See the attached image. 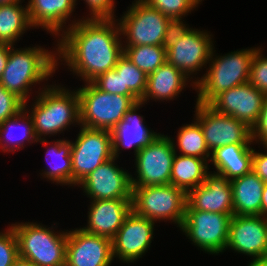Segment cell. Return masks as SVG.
Masks as SVG:
<instances>
[{
	"label": "cell",
	"instance_id": "obj_1",
	"mask_svg": "<svg viewBox=\"0 0 267 266\" xmlns=\"http://www.w3.org/2000/svg\"><path fill=\"white\" fill-rule=\"evenodd\" d=\"M121 37L116 18L81 19L55 40L57 69L63 64L84 83H90L115 68L124 54Z\"/></svg>",
	"mask_w": 267,
	"mask_h": 266
},
{
	"label": "cell",
	"instance_id": "obj_2",
	"mask_svg": "<svg viewBox=\"0 0 267 266\" xmlns=\"http://www.w3.org/2000/svg\"><path fill=\"white\" fill-rule=\"evenodd\" d=\"M54 45L55 48L52 51L38 44L25 48L9 45V56L0 77V84L24 102H29L33 93L32 89L38 84L40 86L35 92L41 91L48 86L45 81H48L56 73V44ZM42 82H44V86L41 84Z\"/></svg>",
	"mask_w": 267,
	"mask_h": 266
},
{
	"label": "cell",
	"instance_id": "obj_3",
	"mask_svg": "<svg viewBox=\"0 0 267 266\" xmlns=\"http://www.w3.org/2000/svg\"><path fill=\"white\" fill-rule=\"evenodd\" d=\"M52 84L49 83L47 87L35 93L37 96H34L35 100L32 97V105L24 102V108L33 120L38 140L64 134L71 126H81L80 101L76 88L72 90L61 83L57 85L55 81Z\"/></svg>",
	"mask_w": 267,
	"mask_h": 266
},
{
	"label": "cell",
	"instance_id": "obj_4",
	"mask_svg": "<svg viewBox=\"0 0 267 266\" xmlns=\"http://www.w3.org/2000/svg\"><path fill=\"white\" fill-rule=\"evenodd\" d=\"M258 47L217 55L213 48L206 73L195 85L196 102L209 104L217 95L249 82L252 60Z\"/></svg>",
	"mask_w": 267,
	"mask_h": 266
},
{
	"label": "cell",
	"instance_id": "obj_5",
	"mask_svg": "<svg viewBox=\"0 0 267 266\" xmlns=\"http://www.w3.org/2000/svg\"><path fill=\"white\" fill-rule=\"evenodd\" d=\"M36 222H15L11 226L15 232L19 256L37 266H65L68 230H54V225Z\"/></svg>",
	"mask_w": 267,
	"mask_h": 266
},
{
	"label": "cell",
	"instance_id": "obj_6",
	"mask_svg": "<svg viewBox=\"0 0 267 266\" xmlns=\"http://www.w3.org/2000/svg\"><path fill=\"white\" fill-rule=\"evenodd\" d=\"M210 33L207 30L193 29L188 24H177L165 45L166 61L183 72L194 84L200 80L197 75L199 71L203 67L207 68L214 48L213 35Z\"/></svg>",
	"mask_w": 267,
	"mask_h": 266
},
{
	"label": "cell",
	"instance_id": "obj_7",
	"mask_svg": "<svg viewBox=\"0 0 267 266\" xmlns=\"http://www.w3.org/2000/svg\"><path fill=\"white\" fill-rule=\"evenodd\" d=\"M123 46H165L172 29L177 25L143 0H134L132 5L116 19Z\"/></svg>",
	"mask_w": 267,
	"mask_h": 266
},
{
	"label": "cell",
	"instance_id": "obj_8",
	"mask_svg": "<svg viewBox=\"0 0 267 266\" xmlns=\"http://www.w3.org/2000/svg\"><path fill=\"white\" fill-rule=\"evenodd\" d=\"M80 101V124L93 129L111 131L124 114L138 101L136 96L111 94L92 82L76 88Z\"/></svg>",
	"mask_w": 267,
	"mask_h": 266
},
{
	"label": "cell",
	"instance_id": "obj_9",
	"mask_svg": "<svg viewBox=\"0 0 267 266\" xmlns=\"http://www.w3.org/2000/svg\"><path fill=\"white\" fill-rule=\"evenodd\" d=\"M132 210L151 221H164L181 227L185 217L187 194L172 184L132 186Z\"/></svg>",
	"mask_w": 267,
	"mask_h": 266
},
{
	"label": "cell",
	"instance_id": "obj_10",
	"mask_svg": "<svg viewBox=\"0 0 267 266\" xmlns=\"http://www.w3.org/2000/svg\"><path fill=\"white\" fill-rule=\"evenodd\" d=\"M233 215L185 210L179 229L198 250L210 255L222 254L226 251L229 223Z\"/></svg>",
	"mask_w": 267,
	"mask_h": 266
},
{
	"label": "cell",
	"instance_id": "obj_11",
	"mask_svg": "<svg viewBox=\"0 0 267 266\" xmlns=\"http://www.w3.org/2000/svg\"><path fill=\"white\" fill-rule=\"evenodd\" d=\"M78 128L80 129L75 141H71L74 188L97 167L113 157L111 131L85 126Z\"/></svg>",
	"mask_w": 267,
	"mask_h": 266
},
{
	"label": "cell",
	"instance_id": "obj_12",
	"mask_svg": "<svg viewBox=\"0 0 267 266\" xmlns=\"http://www.w3.org/2000/svg\"><path fill=\"white\" fill-rule=\"evenodd\" d=\"M175 155L170 136L163 133L146 145L134 158L135 176L132 186H156L170 184L172 163Z\"/></svg>",
	"mask_w": 267,
	"mask_h": 266
},
{
	"label": "cell",
	"instance_id": "obj_13",
	"mask_svg": "<svg viewBox=\"0 0 267 266\" xmlns=\"http://www.w3.org/2000/svg\"><path fill=\"white\" fill-rule=\"evenodd\" d=\"M194 119L200 124L210 152L229 144H255L252 128L235 117L216 112L208 104H195Z\"/></svg>",
	"mask_w": 267,
	"mask_h": 266
},
{
	"label": "cell",
	"instance_id": "obj_14",
	"mask_svg": "<svg viewBox=\"0 0 267 266\" xmlns=\"http://www.w3.org/2000/svg\"><path fill=\"white\" fill-rule=\"evenodd\" d=\"M117 158L101 164L77 186L93 200L132 199L131 172L117 165Z\"/></svg>",
	"mask_w": 267,
	"mask_h": 266
},
{
	"label": "cell",
	"instance_id": "obj_15",
	"mask_svg": "<svg viewBox=\"0 0 267 266\" xmlns=\"http://www.w3.org/2000/svg\"><path fill=\"white\" fill-rule=\"evenodd\" d=\"M155 224L132 210L112 239L114 260L117 257V260L129 264L142 258L151 247Z\"/></svg>",
	"mask_w": 267,
	"mask_h": 266
},
{
	"label": "cell",
	"instance_id": "obj_16",
	"mask_svg": "<svg viewBox=\"0 0 267 266\" xmlns=\"http://www.w3.org/2000/svg\"><path fill=\"white\" fill-rule=\"evenodd\" d=\"M112 240L82 228L68 230L65 266H111Z\"/></svg>",
	"mask_w": 267,
	"mask_h": 266
},
{
	"label": "cell",
	"instance_id": "obj_17",
	"mask_svg": "<svg viewBox=\"0 0 267 266\" xmlns=\"http://www.w3.org/2000/svg\"><path fill=\"white\" fill-rule=\"evenodd\" d=\"M228 249L251 260L263 258L267 249V217L233 215L229 223Z\"/></svg>",
	"mask_w": 267,
	"mask_h": 266
},
{
	"label": "cell",
	"instance_id": "obj_18",
	"mask_svg": "<svg viewBox=\"0 0 267 266\" xmlns=\"http://www.w3.org/2000/svg\"><path fill=\"white\" fill-rule=\"evenodd\" d=\"M266 96L248 82L223 91L208 105L216 112L235 117L253 128L258 121Z\"/></svg>",
	"mask_w": 267,
	"mask_h": 266
},
{
	"label": "cell",
	"instance_id": "obj_19",
	"mask_svg": "<svg viewBox=\"0 0 267 266\" xmlns=\"http://www.w3.org/2000/svg\"><path fill=\"white\" fill-rule=\"evenodd\" d=\"M185 210L233 214V194L230 181L210 171L205 182L187 193Z\"/></svg>",
	"mask_w": 267,
	"mask_h": 266
},
{
	"label": "cell",
	"instance_id": "obj_20",
	"mask_svg": "<svg viewBox=\"0 0 267 266\" xmlns=\"http://www.w3.org/2000/svg\"><path fill=\"white\" fill-rule=\"evenodd\" d=\"M145 107V102H136L123 116V119L111 130L112 155L119 159L123 149H134V155L151 143L161 133L154 132L145 124L144 116L137 111Z\"/></svg>",
	"mask_w": 267,
	"mask_h": 266
},
{
	"label": "cell",
	"instance_id": "obj_21",
	"mask_svg": "<svg viewBox=\"0 0 267 266\" xmlns=\"http://www.w3.org/2000/svg\"><path fill=\"white\" fill-rule=\"evenodd\" d=\"M77 3L76 0H28L26 4L31 25L35 29L46 30L57 39L69 27L82 19L70 20L71 16H74L73 12L77 8Z\"/></svg>",
	"mask_w": 267,
	"mask_h": 266
},
{
	"label": "cell",
	"instance_id": "obj_22",
	"mask_svg": "<svg viewBox=\"0 0 267 266\" xmlns=\"http://www.w3.org/2000/svg\"><path fill=\"white\" fill-rule=\"evenodd\" d=\"M132 211V199L93 200L88 205L84 231L113 239L126 216Z\"/></svg>",
	"mask_w": 267,
	"mask_h": 266
},
{
	"label": "cell",
	"instance_id": "obj_23",
	"mask_svg": "<svg viewBox=\"0 0 267 266\" xmlns=\"http://www.w3.org/2000/svg\"><path fill=\"white\" fill-rule=\"evenodd\" d=\"M189 85L195 90L196 84L166 61L155 72L147 75L146 91L140 101L145 102V104L150 100L155 102L174 101Z\"/></svg>",
	"mask_w": 267,
	"mask_h": 266
},
{
	"label": "cell",
	"instance_id": "obj_24",
	"mask_svg": "<svg viewBox=\"0 0 267 266\" xmlns=\"http://www.w3.org/2000/svg\"><path fill=\"white\" fill-rule=\"evenodd\" d=\"M255 144H229L211 152L210 163L220 175L229 181L251 171L253 147Z\"/></svg>",
	"mask_w": 267,
	"mask_h": 266
},
{
	"label": "cell",
	"instance_id": "obj_25",
	"mask_svg": "<svg viewBox=\"0 0 267 266\" xmlns=\"http://www.w3.org/2000/svg\"><path fill=\"white\" fill-rule=\"evenodd\" d=\"M48 141V138L38 140V143L43 144L44 147L46 146L45 149L47 150H45V154L46 157L48 156L46 161L49 165L47 168L42 169V172H39L42 176L41 178L46 179V181H51L53 184H57V186L59 184L60 186L67 185L68 188L70 186L72 187L71 140L62 138L56 139L54 142Z\"/></svg>",
	"mask_w": 267,
	"mask_h": 266
},
{
	"label": "cell",
	"instance_id": "obj_26",
	"mask_svg": "<svg viewBox=\"0 0 267 266\" xmlns=\"http://www.w3.org/2000/svg\"><path fill=\"white\" fill-rule=\"evenodd\" d=\"M233 194V214L238 216L261 215L264 181L252 170L230 181Z\"/></svg>",
	"mask_w": 267,
	"mask_h": 266
},
{
	"label": "cell",
	"instance_id": "obj_27",
	"mask_svg": "<svg viewBox=\"0 0 267 266\" xmlns=\"http://www.w3.org/2000/svg\"><path fill=\"white\" fill-rule=\"evenodd\" d=\"M29 143V144H27ZM38 143L33 120L29 112L22 108L16 115L0 123V149L2 152H15Z\"/></svg>",
	"mask_w": 267,
	"mask_h": 266
},
{
	"label": "cell",
	"instance_id": "obj_28",
	"mask_svg": "<svg viewBox=\"0 0 267 266\" xmlns=\"http://www.w3.org/2000/svg\"><path fill=\"white\" fill-rule=\"evenodd\" d=\"M206 159L175 153L172 163L170 184L183 190L186 194L205 182L209 171Z\"/></svg>",
	"mask_w": 267,
	"mask_h": 266
},
{
	"label": "cell",
	"instance_id": "obj_29",
	"mask_svg": "<svg viewBox=\"0 0 267 266\" xmlns=\"http://www.w3.org/2000/svg\"><path fill=\"white\" fill-rule=\"evenodd\" d=\"M22 3L0 5V44L15 46L25 32L34 29L27 5L24 7Z\"/></svg>",
	"mask_w": 267,
	"mask_h": 266
},
{
	"label": "cell",
	"instance_id": "obj_30",
	"mask_svg": "<svg viewBox=\"0 0 267 266\" xmlns=\"http://www.w3.org/2000/svg\"><path fill=\"white\" fill-rule=\"evenodd\" d=\"M191 124H184L178 129L176 142L171 138L175 153L194 156L210 161L209 151L200 124L193 119ZM179 150V151H178Z\"/></svg>",
	"mask_w": 267,
	"mask_h": 266
},
{
	"label": "cell",
	"instance_id": "obj_31",
	"mask_svg": "<svg viewBox=\"0 0 267 266\" xmlns=\"http://www.w3.org/2000/svg\"><path fill=\"white\" fill-rule=\"evenodd\" d=\"M124 54L146 75L155 72L166 62V46H123Z\"/></svg>",
	"mask_w": 267,
	"mask_h": 266
},
{
	"label": "cell",
	"instance_id": "obj_32",
	"mask_svg": "<svg viewBox=\"0 0 267 266\" xmlns=\"http://www.w3.org/2000/svg\"><path fill=\"white\" fill-rule=\"evenodd\" d=\"M115 69L119 74H122L123 95L136 96L141 100L146 91L147 75L133 64L125 54L118 59Z\"/></svg>",
	"mask_w": 267,
	"mask_h": 266
},
{
	"label": "cell",
	"instance_id": "obj_33",
	"mask_svg": "<svg viewBox=\"0 0 267 266\" xmlns=\"http://www.w3.org/2000/svg\"><path fill=\"white\" fill-rule=\"evenodd\" d=\"M150 6L157 8L176 24H186L184 17L191 14L203 0H143Z\"/></svg>",
	"mask_w": 267,
	"mask_h": 266
},
{
	"label": "cell",
	"instance_id": "obj_34",
	"mask_svg": "<svg viewBox=\"0 0 267 266\" xmlns=\"http://www.w3.org/2000/svg\"><path fill=\"white\" fill-rule=\"evenodd\" d=\"M19 257L18 242L12 226L0 231V266H12Z\"/></svg>",
	"mask_w": 267,
	"mask_h": 266
},
{
	"label": "cell",
	"instance_id": "obj_35",
	"mask_svg": "<svg viewBox=\"0 0 267 266\" xmlns=\"http://www.w3.org/2000/svg\"><path fill=\"white\" fill-rule=\"evenodd\" d=\"M263 50L261 46H258L254 54L250 69L249 83L267 95V56H264Z\"/></svg>",
	"mask_w": 267,
	"mask_h": 266
},
{
	"label": "cell",
	"instance_id": "obj_36",
	"mask_svg": "<svg viewBox=\"0 0 267 266\" xmlns=\"http://www.w3.org/2000/svg\"><path fill=\"white\" fill-rule=\"evenodd\" d=\"M78 0H76L77 2ZM89 13L82 19H112L116 17L115 0H83Z\"/></svg>",
	"mask_w": 267,
	"mask_h": 266
},
{
	"label": "cell",
	"instance_id": "obj_37",
	"mask_svg": "<svg viewBox=\"0 0 267 266\" xmlns=\"http://www.w3.org/2000/svg\"><path fill=\"white\" fill-rule=\"evenodd\" d=\"M24 108V101L0 84V123L16 115Z\"/></svg>",
	"mask_w": 267,
	"mask_h": 266
},
{
	"label": "cell",
	"instance_id": "obj_38",
	"mask_svg": "<svg viewBox=\"0 0 267 266\" xmlns=\"http://www.w3.org/2000/svg\"><path fill=\"white\" fill-rule=\"evenodd\" d=\"M92 83L104 92L123 95L122 74H119L115 68L98 76Z\"/></svg>",
	"mask_w": 267,
	"mask_h": 266
},
{
	"label": "cell",
	"instance_id": "obj_39",
	"mask_svg": "<svg viewBox=\"0 0 267 266\" xmlns=\"http://www.w3.org/2000/svg\"><path fill=\"white\" fill-rule=\"evenodd\" d=\"M252 140L255 144L267 147V96L258 121L252 128Z\"/></svg>",
	"mask_w": 267,
	"mask_h": 266
},
{
	"label": "cell",
	"instance_id": "obj_40",
	"mask_svg": "<svg viewBox=\"0 0 267 266\" xmlns=\"http://www.w3.org/2000/svg\"><path fill=\"white\" fill-rule=\"evenodd\" d=\"M255 150L253 146L251 170L267 183V147L263 146V152Z\"/></svg>",
	"mask_w": 267,
	"mask_h": 266
},
{
	"label": "cell",
	"instance_id": "obj_41",
	"mask_svg": "<svg viewBox=\"0 0 267 266\" xmlns=\"http://www.w3.org/2000/svg\"><path fill=\"white\" fill-rule=\"evenodd\" d=\"M9 56V45L0 44V77L4 72Z\"/></svg>",
	"mask_w": 267,
	"mask_h": 266
},
{
	"label": "cell",
	"instance_id": "obj_42",
	"mask_svg": "<svg viewBox=\"0 0 267 266\" xmlns=\"http://www.w3.org/2000/svg\"><path fill=\"white\" fill-rule=\"evenodd\" d=\"M261 216L267 217V183H265L262 192Z\"/></svg>",
	"mask_w": 267,
	"mask_h": 266
},
{
	"label": "cell",
	"instance_id": "obj_43",
	"mask_svg": "<svg viewBox=\"0 0 267 266\" xmlns=\"http://www.w3.org/2000/svg\"><path fill=\"white\" fill-rule=\"evenodd\" d=\"M12 266H37L35 265L33 262L28 261L27 259L23 258V257H18Z\"/></svg>",
	"mask_w": 267,
	"mask_h": 266
},
{
	"label": "cell",
	"instance_id": "obj_44",
	"mask_svg": "<svg viewBox=\"0 0 267 266\" xmlns=\"http://www.w3.org/2000/svg\"><path fill=\"white\" fill-rule=\"evenodd\" d=\"M248 266H267V260L265 258L252 259L249 261Z\"/></svg>",
	"mask_w": 267,
	"mask_h": 266
},
{
	"label": "cell",
	"instance_id": "obj_45",
	"mask_svg": "<svg viewBox=\"0 0 267 266\" xmlns=\"http://www.w3.org/2000/svg\"><path fill=\"white\" fill-rule=\"evenodd\" d=\"M25 0H0V5H9L17 2H24Z\"/></svg>",
	"mask_w": 267,
	"mask_h": 266
},
{
	"label": "cell",
	"instance_id": "obj_46",
	"mask_svg": "<svg viewBox=\"0 0 267 266\" xmlns=\"http://www.w3.org/2000/svg\"><path fill=\"white\" fill-rule=\"evenodd\" d=\"M263 258H265L267 260V249H266V252H265V255Z\"/></svg>",
	"mask_w": 267,
	"mask_h": 266
}]
</instances>
